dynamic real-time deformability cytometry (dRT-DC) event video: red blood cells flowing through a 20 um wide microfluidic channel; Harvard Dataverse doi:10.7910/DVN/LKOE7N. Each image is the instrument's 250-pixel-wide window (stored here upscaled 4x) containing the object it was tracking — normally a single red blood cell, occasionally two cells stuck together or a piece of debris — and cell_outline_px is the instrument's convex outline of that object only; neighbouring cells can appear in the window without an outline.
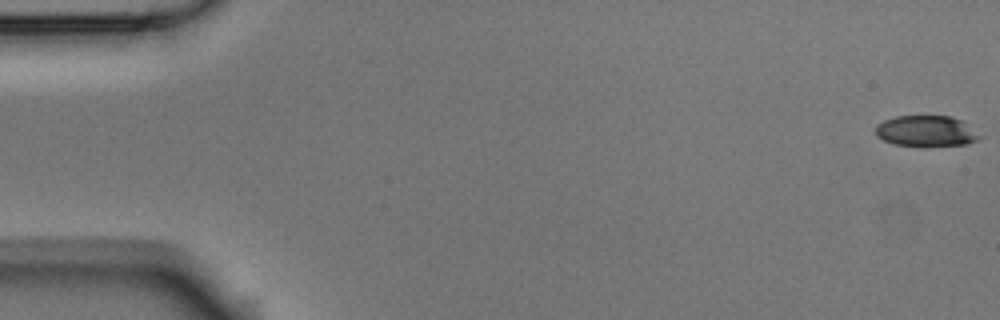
{"species": "Egyptian fruit bat (a non-hibernating species)", "species_latin": "Rousettus aegyptiacus", "temperature_condition": "room temperature", "stored_images_in_passage": 7, "camera_frame_rate_fps": 3000, "um_per_image_px": 0.085, "animal": {"sex": "male"}, "frame": {"image": 1, "passage_image": 1, "time_ms": 0.0, "image_size_px": [1000, 320], "cell_outline_px": [[984, 136], [968, 144], [924, 148], [920, 148], [892, 144], [876, 136], [876, 124], [884, 120], [896, 116], [952, 116], [964, 120]], "centroid_in_image_um": [78.77, 11.17], "position_along_channel_um": 6.2, "area_um2": 19.65}}
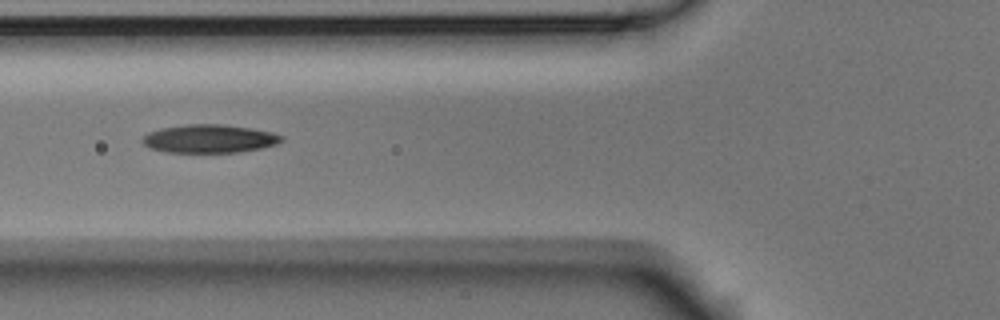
{"frame": {"image": 2, "passage_image": 6, "time_ms": 1.667, "image_size_px": [1000, 320], "cell_outline_px": [[284, 140], [276, 144], [260, 148], [236, 152], [168, 152], [152, 148], [144, 144], [140, 140], [148, 132], [160, 128], [188, 124], [224, 124], [272, 132], [284, 136]], "centroid_in_image_um": [17.79, 11.78], "position_along_channel_um": 108.0, "area_um2": 22.77}}
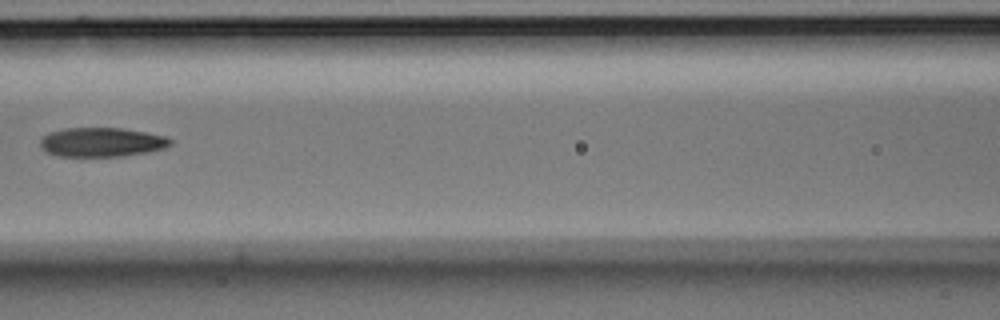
{"frame": {"image": 3, "passage_image": 7, "time_ms": 2.0, "image_size_px": [1000, 320], "cell_outline_px": [[172, 144], [164, 148], [148, 152], [124, 156], [56, 156], [44, 152], [40, 148], [40, 140], [48, 132], [64, 128], [124, 128], [164, 136], [172, 140]], "centroid_in_image_um": [8.6, 12.09], "position_along_channel_um": 158.0, "area_um2": 22.31}}